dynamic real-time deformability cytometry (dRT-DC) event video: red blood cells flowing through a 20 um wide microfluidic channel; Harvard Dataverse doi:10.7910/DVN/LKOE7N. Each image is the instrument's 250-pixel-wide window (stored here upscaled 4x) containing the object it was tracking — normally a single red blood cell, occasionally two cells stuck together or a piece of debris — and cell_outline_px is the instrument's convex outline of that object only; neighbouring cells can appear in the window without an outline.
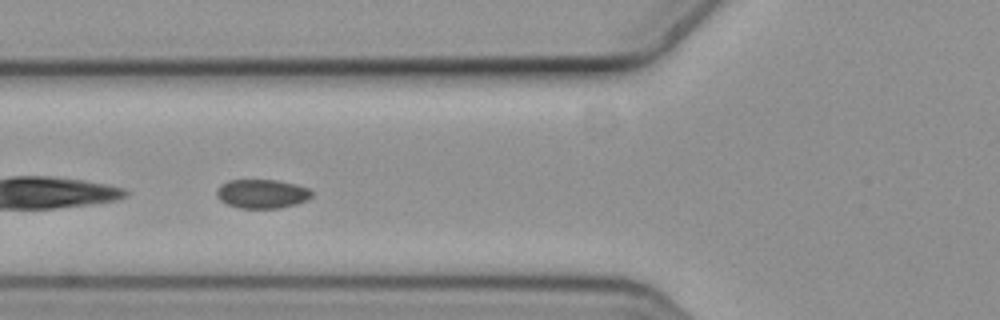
{"species": "common noctule bat (a hibernating species)", "species_latin": "Nyctalus noctula", "temperature_condition": "cold", "stored_images_in_passage": 6, "camera_frame_rate_fps": 3000, "um_per_image_px": 0.085, "animal": {"sex": "female", "body_mass_g": 19.3, "forearm_length_mm": 54.1}, "frame": {"image": 1, "passage_image": 5, "time_ms": 1.333, "image_size_px": [1000, 320], "cell_outline_px": [[312, 196], [308, 200], [296, 204], [280, 208], [240, 208], [228, 204], [220, 200], [216, 196], [216, 188], [220, 184], [228, 180], [276, 180], [296, 184], [308, 188], [312, 192]], "centroid_in_image_um": [22.26, 16.47], "position_along_channel_um": 103.5, "area_um2": 16.18}}